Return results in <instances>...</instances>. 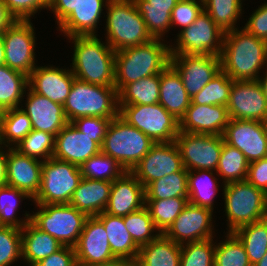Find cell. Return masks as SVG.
<instances>
[{
    "instance_id": "1",
    "label": "cell",
    "mask_w": 267,
    "mask_h": 266,
    "mask_svg": "<svg viewBox=\"0 0 267 266\" xmlns=\"http://www.w3.org/2000/svg\"><path fill=\"white\" fill-rule=\"evenodd\" d=\"M241 29L224 34L221 70L232 80H258L259 71L267 64V42Z\"/></svg>"
},
{
    "instance_id": "2",
    "label": "cell",
    "mask_w": 267,
    "mask_h": 266,
    "mask_svg": "<svg viewBox=\"0 0 267 266\" xmlns=\"http://www.w3.org/2000/svg\"><path fill=\"white\" fill-rule=\"evenodd\" d=\"M71 71L75 78L90 84L115 86V51L96 35H76Z\"/></svg>"
},
{
    "instance_id": "3",
    "label": "cell",
    "mask_w": 267,
    "mask_h": 266,
    "mask_svg": "<svg viewBox=\"0 0 267 266\" xmlns=\"http://www.w3.org/2000/svg\"><path fill=\"white\" fill-rule=\"evenodd\" d=\"M163 41V39H152L148 43L128 47L115 53L117 92L131 82L160 74L170 64V45L162 43Z\"/></svg>"
},
{
    "instance_id": "4",
    "label": "cell",
    "mask_w": 267,
    "mask_h": 266,
    "mask_svg": "<svg viewBox=\"0 0 267 266\" xmlns=\"http://www.w3.org/2000/svg\"><path fill=\"white\" fill-rule=\"evenodd\" d=\"M105 9V42L115 52L148 43L153 39L133 0H109Z\"/></svg>"
},
{
    "instance_id": "5",
    "label": "cell",
    "mask_w": 267,
    "mask_h": 266,
    "mask_svg": "<svg viewBox=\"0 0 267 266\" xmlns=\"http://www.w3.org/2000/svg\"><path fill=\"white\" fill-rule=\"evenodd\" d=\"M63 108L70 123L86 116L113 119L119 115L118 92L115 86L95 85L74 78Z\"/></svg>"
},
{
    "instance_id": "6",
    "label": "cell",
    "mask_w": 267,
    "mask_h": 266,
    "mask_svg": "<svg viewBox=\"0 0 267 266\" xmlns=\"http://www.w3.org/2000/svg\"><path fill=\"white\" fill-rule=\"evenodd\" d=\"M154 144L146 134L118 115L108 125L101 152L115 159L127 172H131Z\"/></svg>"
},
{
    "instance_id": "7",
    "label": "cell",
    "mask_w": 267,
    "mask_h": 266,
    "mask_svg": "<svg viewBox=\"0 0 267 266\" xmlns=\"http://www.w3.org/2000/svg\"><path fill=\"white\" fill-rule=\"evenodd\" d=\"M228 232L267 218V194L247 180L223 184Z\"/></svg>"
},
{
    "instance_id": "8",
    "label": "cell",
    "mask_w": 267,
    "mask_h": 266,
    "mask_svg": "<svg viewBox=\"0 0 267 266\" xmlns=\"http://www.w3.org/2000/svg\"><path fill=\"white\" fill-rule=\"evenodd\" d=\"M31 222L57 239L62 246L75 247L88 216L70 204L36 205Z\"/></svg>"
},
{
    "instance_id": "9",
    "label": "cell",
    "mask_w": 267,
    "mask_h": 266,
    "mask_svg": "<svg viewBox=\"0 0 267 266\" xmlns=\"http://www.w3.org/2000/svg\"><path fill=\"white\" fill-rule=\"evenodd\" d=\"M81 179L77 165L53 157L43 160L41 186L33 201L36 205L69 204Z\"/></svg>"
},
{
    "instance_id": "10",
    "label": "cell",
    "mask_w": 267,
    "mask_h": 266,
    "mask_svg": "<svg viewBox=\"0 0 267 266\" xmlns=\"http://www.w3.org/2000/svg\"><path fill=\"white\" fill-rule=\"evenodd\" d=\"M119 116L146 134L154 143L173 142L179 133V120L160 103L119 105Z\"/></svg>"
},
{
    "instance_id": "11",
    "label": "cell",
    "mask_w": 267,
    "mask_h": 266,
    "mask_svg": "<svg viewBox=\"0 0 267 266\" xmlns=\"http://www.w3.org/2000/svg\"><path fill=\"white\" fill-rule=\"evenodd\" d=\"M178 34L177 45L170 46L171 55H221L225 32L204 10Z\"/></svg>"
},
{
    "instance_id": "12",
    "label": "cell",
    "mask_w": 267,
    "mask_h": 266,
    "mask_svg": "<svg viewBox=\"0 0 267 266\" xmlns=\"http://www.w3.org/2000/svg\"><path fill=\"white\" fill-rule=\"evenodd\" d=\"M175 142L180 150L183 167L187 171L216 172L224 143L223 136L179 131Z\"/></svg>"
},
{
    "instance_id": "13",
    "label": "cell",
    "mask_w": 267,
    "mask_h": 266,
    "mask_svg": "<svg viewBox=\"0 0 267 266\" xmlns=\"http://www.w3.org/2000/svg\"><path fill=\"white\" fill-rule=\"evenodd\" d=\"M35 31L31 21L16 20L3 32L6 65L26 76L36 68Z\"/></svg>"
},
{
    "instance_id": "14",
    "label": "cell",
    "mask_w": 267,
    "mask_h": 266,
    "mask_svg": "<svg viewBox=\"0 0 267 266\" xmlns=\"http://www.w3.org/2000/svg\"><path fill=\"white\" fill-rule=\"evenodd\" d=\"M183 168L181 154L175 141L155 143L132 169L131 173L146 188L151 182Z\"/></svg>"
},
{
    "instance_id": "15",
    "label": "cell",
    "mask_w": 267,
    "mask_h": 266,
    "mask_svg": "<svg viewBox=\"0 0 267 266\" xmlns=\"http://www.w3.org/2000/svg\"><path fill=\"white\" fill-rule=\"evenodd\" d=\"M170 65L180 75L192 98L221 71V58L216 55H170Z\"/></svg>"
},
{
    "instance_id": "16",
    "label": "cell",
    "mask_w": 267,
    "mask_h": 266,
    "mask_svg": "<svg viewBox=\"0 0 267 266\" xmlns=\"http://www.w3.org/2000/svg\"><path fill=\"white\" fill-rule=\"evenodd\" d=\"M213 211L188 203L163 233L179 245L213 238Z\"/></svg>"
},
{
    "instance_id": "17",
    "label": "cell",
    "mask_w": 267,
    "mask_h": 266,
    "mask_svg": "<svg viewBox=\"0 0 267 266\" xmlns=\"http://www.w3.org/2000/svg\"><path fill=\"white\" fill-rule=\"evenodd\" d=\"M222 136L224 142L238 148L249 163L267 157V134L261 121L230 118Z\"/></svg>"
},
{
    "instance_id": "18",
    "label": "cell",
    "mask_w": 267,
    "mask_h": 266,
    "mask_svg": "<svg viewBox=\"0 0 267 266\" xmlns=\"http://www.w3.org/2000/svg\"><path fill=\"white\" fill-rule=\"evenodd\" d=\"M226 107L231 119L261 122L267 119V102L258 80H233Z\"/></svg>"
},
{
    "instance_id": "19",
    "label": "cell",
    "mask_w": 267,
    "mask_h": 266,
    "mask_svg": "<svg viewBox=\"0 0 267 266\" xmlns=\"http://www.w3.org/2000/svg\"><path fill=\"white\" fill-rule=\"evenodd\" d=\"M74 249L78 266L108 263L116 259L111 251L104 225L96 216L86 219Z\"/></svg>"
},
{
    "instance_id": "20",
    "label": "cell",
    "mask_w": 267,
    "mask_h": 266,
    "mask_svg": "<svg viewBox=\"0 0 267 266\" xmlns=\"http://www.w3.org/2000/svg\"><path fill=\"white\" fill-rule=\"evenodd\" d=\"M43 161L7 147V185L34 199L41 186Z\"/></svg>"
},
{
    "instance_id": "21",
    "label": "cell",
    "mask_w": 267,
    "mask_h": 266,
    "mask_svg": "<svg viewBox=\"0 0 267 266\" xmlns=\"http://www.w3.org/2000/svg\"><path fill=\"white\" fill-rule=\"evenodd\" d=\"M101 147L86 134L68 123L55 136L53 158L80 167L91 156L98 154Z\"/></svg>"
},
{
    "instance_id": "22",
    "label": "cell",
    "mask_w": 267,
    "mask_h": 266,
    "mask_svg": "<svg viewBox=\"0 0 267 266\" xmlns=\"http://www.w3.org/2000/svg\"><path fill=\"white\" fill-rule=\"evenodd\" d=\"M70 69L53 66H37L28 76V87L51 101L64 104L74 81Z\"/></svg>"
},
{
    "instance_id": "23",
    "label": "cell",
    "mask_w": 267,
    "mask_h": 266,
    "mask_svg": "<svg viewBox=\"0 0 267 266\" xmlns=\"http://www.w3.org/2000/svg\"><path fill=\"white\" fill-rule=\"evenodd\" d=\"M27 89L26 108L21 106V110L29 116L32 128L56 136L69 123L63 105L33 92L29 87Z\"/></svg>"
},
{
    "instance_id": "24",
    "label": "cell",
    "mask_w": 267,
    "mask_h": 266,
    "mask_svg": "<svg viewBox=\"0 0 267 266\" xmlns=\"http://www.w3.org/2000/svg\"><path fill=\"white\" fill-rule=\"evenodd\" d=\"M229 119L226 106L190 104L179 121V131L222 136Z\"/></svg>"
},
{
    "instance_id": "25",
    "label": "cell",
    "mask_w": 267,
    "mask_h": 266,
    "mask_svg": "<svg viewBox=\"0 0 267 266\" xmlns=\"http://www.w3.org/2000/svg\"><path fill=\"white\" fill-rule=\"evenodd\" d=\"M145 206V188L131 172H125L111 186L105 213L124 217Z\"/></svg>"
},
{
    "instance_id": "26",
    "label": "cell",
    "mask_w": 267,
    "mask_h": 266,
    "mask_svg": "<svg viewBox=\"0 0 267 266\" xmlns=\"http://www.w3.org/2000/svg\"><path fill=\"white\" fill-rule=\"evenodd\" d=\"M113 182L82 178L73 192L69 204L88 217L104 212Z\"/></svg>"
},
{
    "instance_id": "27",
    "label": "cell",
    "mask_w": 267,
    "mask_h": 266,
    "mask_svg": "<svg viewBox=\"0 0 267 266\" xmlns=\"http://www.w3.org/2000/svg\"><path fill=\"white\" fill-rule=\"evenodd\" d=\"M108 2L109 0H79L76 10L57 28L68 38L76 35H96L102 8L107 7Z\"/></svg>"
},
{
    "instance_id": "28",
    "label": "cell",
    "mask_w": 267,
    "mask_h": 266,
    "mask_svg": "<svg viewBox=\"0 0 267 266\" xmlns=\"http://www.w3.org/2000/svg\"><path fill=\"white\" fill-rule=\"evenodd\" d=\"M159 103L179 121L191 103L180 75L170 64L160 73Z\"/></svg>"
},
{
    "instance_id": "29",
    "label": "cell",
    "mask_w": 267,
    "mask_h": 266,
    "mask_svg": "<svg viewBox=\"0 0 267 266\" xmlns=\"http://www.w3.org/2000/svg\"><path fill=\"white\" fill-rule=\"evenodd\" d=\"M21 235L22 258L29 266H34L63 247L57 239L41 231L31 221L21 229Z\"/></svg>"
},
{
    "instance_id": "30",
    "label": "cell",
    "mask_w": 267,
    "mask_h": 266,
    "mask_svg": "<svg viewBox=\"0 0 267 266\" xmlns=\"http://www.w3.org/2000/svg\"><path fill=\"white\" fill-rule=\"evenodd\" d=\"M153 39H162L171 29V12L179 0H133Z\"/></svg>"
},
{
    "instance_id": "31",
    "label": "cell",
    "mask_w": 267,
    "mask_h": 266,
    "mask_svg": "<svg viewBox=\"0 0 267 266\" xmlns=\"http://www.w3.org/2000/svg\"><path fill=\"white\" fill-rule=\"evenodd\" d=\"M96 217L104 225L113 256L116 259H137L140 247L126 229L123 217L112 216L105 212Z\"/></svg>"
},
{
    "instance_id": "32",
    "label": "cell",
    "mask_w": 267,
    "mask_h": 266,
    "mask_svg": "<svg viewBox=\"0 0 267 266\" xmlns=\"http://www.w3.org/2000/svg\"><path fill=\"white\" fill-rule=\"evenodd\" d=\"M181 245L161 233L156 239L140 247L139 266H180Z\"/></svg>"
},
{
    "instance_id": "33",
    "label": "cell",
    "mask_w": 267,
    "mask_h": 266,
    "mask_svg": "<svg viewBox=\"0 0 267 266\" xmlns=\"http://www.w3.org/2000/svg\"><path fill=\"white\" fill-rule=\"evenodd\" d=\"M159 95L160 74H155L125 85L118 92V105L157 104Z\"/></svg>"
},
{
    "instance_id": "34",
    "label": "cell",
    "mask_w": 267,
    "mask_h": 266,
    "mask_svg": "<svg viewBox=\"0 0 267 266\" xmlns=\"http://www.w3.org/2000/svg\"><path fill=\"white\" fill-rule=\"evenodd\" d=\"M27 87L28 76L7 65L0 66V111L20 108Z\"/></svg>"
},
{
    "instance_id": "35",
    "label": "cell",
    "mask_w": 267,
    "mask_h": 266,
    "mask_svg": "<svg viewBox=\"0 0 267 266\" xmlns=\"http://www.w3.org/2000/svg\"><path fill=\"white\" fill-rule=\"evenodd\" d=\"M213 170L188 171V201L189 203L206 207L213 211V202L219 190L217 178Z\"/></svg>"
},
{
    "instance_id": "36",
    "label": "cell",
    "mask_w": 267,
    "mask_h": 266,
    "mask_svg": "<svg viewBox=\"0 0 267 266\" xmlns=\"http://www.w3.org/2000/svg\"><path fill=\"white\" fill-rule=\"evenodd\" d=\"M32 130L31 120L21 108L8 109L1 112L0 145L6 148L15 147Z\"/></svg>"
},
{
    "instance_id": "37",
    "label": "cell",
    "mask_w": 267,
    "mask_h": 266,
    "mask_svg": "<svg viewBox=\"0 0 267 266\" xmlns=\"http://www.w3.org/2000/svg\"><path fill=\"white\" fill-rule=\"evenodd\" d=\"M188 198V171L183 167L179 172L166 175L151 182L145 188V200Z\"/></svg>"
},
{
    "instance_id": "38",
    "label": "cell",
    "mask_w": 267,
    "mask_h": 266,
    "mask_svg": "<svg viewBox=\"0 0 267 266\" xmlns=\"http://www.w3.org/2000/svg\"><path fill=\"white\" fill-rule=\"evenodd\" d=\"M233 233L243 243L252 266L267 253V218L243 225Z\"/></svg>"
},
{
    "instance_id": "39",
    "label": "cell",
    "mask_w": 267,
    "mask_h": 266,
    "mask_svg": "<svg viewBox=\"0 0 267 266\" xmlns=\"http://www.w3.org/2000/svg\"><path fill=\"white\" fill-rule=\"evenodd\" d=\"M249 162L244 154L235 147L223 143L216 173L224 184L246 180Z\"/></svg>"
},
{
    "instance_id": "40",
    "label": "cell",
    "mask_w": 267,
    "mask_h": 266,
    "mask_svg": "<svg viewBox=\"0 0 267 266\" xmlns=\"http://www.w3.org/2000/svg\"><path fill=\"white\" fill-rule=\"evenodd\" d=\"M82 178L114 182L126 170L112 157L99 152L91 156L80 167Z\"/></svg>"
},
{
    "instance_id": "41",
    "label": "cell",
    "mask_w": 267,
    "mask_h": 266,
    "mask_svg": "<svg viewBox=\"0 0 267 266\" xmlns=\"http://www.w3.org/2000/svg\"><path fill=\"white\" fill-rule=\"evenodd\" d=\"M242 7V0H203V10L224 32L236 29Z\"/></svg>"
},
{
    "instance_id": "42",
    "label": "cell",
    "mask_w": 267,
    "mask_h": 266,
    "mask_svg": "<svg viewBox=\"0 0 267 266\" xmlns=\"http://www.w3.org/2000/svg\"><path fill=\"white\" fill-rule=\"evenodd\" d=\"M23 198L32 200L25 192L17 188L9 185L0 187V226H11L22 229L31 221V214L27 212L23 220L16 218L18 202L20 203ZM17 199L20 200L18 201Z\"/></svg>"
},
{
    "instance_id": "43",
    "label": "cell",
    "mask_w": 267,
    "mask_h": 266,
    "mask_svg": "<svg viewBox=\"0 0 267 266\" xmlns=\"http://www.w3.org/2000/svg\"><path fill=\"white\" fill-rule=\"evenodd\" d=\"M189 203L188 198L145 200L151 218L160 233H164Z\"/></svg>"
},
{
    "instance_id": "44",
    "label": "cell",
    "mask_w": 267,
    "mask_h": 266,
    "mask_svg": "<svg viewBox=\"0 0 267 266\" xmlns=\"http://www.w3.org/2000/svg\"><path fill=\"white\" fill-rule=\"evenodd\" d=\"M123 221L133 241L139 247L148 244L161 234L156 228L146 206L124 216ZM154 232L157 233L154 235Z\"/></svg>"
},
{
    "instance_id": "45",
    "label": "cell",
    "mask_w": 267,
    "mask_h": 266,
    "mask_svg": "<svg viewBox=\"0 0 267 266\" xmlns=\"http://www.w3.org/2000/svg\"><path fill=\"white\" fill-rule=\"evenodd\" d=\"M233 80L222 70L191 98L190 104L227 106Z\"/></svg>"
},
{
    "instance_id": "46",
    "label": "cell",
    "mask_w": 267,
    "mask_h": 266,
    "mask_svg": "<svg viewBox=\"0 0 267 266\" xmlns=\"http://www.w3.org/2000/svg\"><path fill=\"white\" fill-rule=\"evenodd\" d=\"M214 266H252L243 243L233 232H227L225 241L216 244Z\"/></svg>"
},
{
    "instance_id": "47",
    "label": "cell",
    "mask_w": 267,
    "mask_h": 266,
    "mask_svg": "<svg viewBox=\"0 0 267 266\" xmlns=\"http://www.w3.org/2000/svg\"><path fill=\"white\" fill-rule=\"evenodd\" d=\"M22 155L46 161L53 157L55 148V136L48 132L32 130L15 147ZM40 157V158H39Z\"/></svg>"
},
{
    "instance_id": "48",
    "label": "cell",
    "mask_w": 267,
    "mask_h": 266,
    "mask_svg": "<svg viewBox=\"0 0 267 266\" xmlns=\"http://www.w3.org/2000/svg\"><path fill=\"white\" fill-rule=\"evenodd\" d=\"M213 239L181 245L180 266H214Z\"/></svg>"
},
{
    "instance_id": "49",
    "label": "cell",
    "mask_w": 267,
    "mask_h": 266,
    "mask_svg": "<svg viewBox=\"0 0 267 266\" xmlns=\"http://www.w3.org/2000/svg\"><path fill=\"white\" fill-rule=\"evenodd\" d=\"M22 257L21 229L0 226V266H10Z\"/></svg>"
},
{
    "instance_id": "50",
    "label": "cell",
    "mask_w": 267,
    "mask_h": 266,
    "mask_svg": "<svg viewBox=\"0 0 267 266\" xmlns=\"http://www.w3.org/2000/svg\"><path fill=\"white\" fill-rule=\"evenodd\" d=\"M203 11V0H179L171 12V27L178 25L181 30L195 22Z\"/></svg>"
},
{
    "instance_id": "51",
    "label": "cell",
    "mask_w": 267,
    "mask_h": 266,
    "mask_svg": "<svg viewBox=\"0 0 267 266\" xmlns=\"http://www.w3.org/2000/svg\"><path fill=\"white\" fill-rule=\"evenodd\" d=\"M111 120L112 119L102 117L86 116L77 118L71 123L77 128V130L89 137H92V140L101 147Z\"/></svg>"
},
{
    "instance_id": "52",
    "label": "cell",
    "mask_w": 267,
    "mask_h": 266,
    "mask_svg": "<svg viewBox=\"0 0 267 266\" xmlns=\"http://www.w3.org/2000/svg\"><path fill=\"white\" fill-rule=\"evenodd\" d=\"M9 13L21 21H30L38 10L48 9L49 0H3Z\"/></svg>"
},
{
    "instance_id": "53",
    "label": "cell",
    "mask_w": 267,
    "mask_h": 266,
    "mask_svg": "<svg viewBox=\"0 0 267 266\" xmlns=\"http://www.w3.org/2000/svg\"><path fill=\"white\" fill-rule=\"evenodd\" d=\"M248 33L267 42V3L262 4L250 16L243 27Z\"/></svg>"
},
{
    "instance_id": "54",
    "label": "cell",
    "mask_w": 267,
    "mask_h": 266,
    "mask_svg": "<svg viewBox=\"0 0 267 266\" xmlns=\"http://www.w3.org/2000/svg\"><path fill=\"white\" fill-rule=\"evenodd\" d=\"M34 266H78L75 249L63 246L60 250L39 261Z\"/></svg>"
},
{
    "instance_id": "55",
    "label": "cell",
    "mask_w": 267,
    "mask_h": 266,
    "mask_svg": "<svg viewBox=\"0 0 267 266\" xmlns=\"http://www.w3.org/2000/svg\"><path fill=\"white\" fill-rule=\"evenodd\" d=\"M246 180L267 194V157L249 163Z\"/></svg>"
},
{
    "instance_id": "56",
    "label": "cell",
    "mask_w": 267,
    "mask_h": 266,
    "mask_svg": "<svg viewBox=\"0 0 267 266\" xmlns=\"http://www.w3.org/2000/svg\"><path fill=\"white\" fill-rule=\"evenodd\" d=\"M79 0H49L48 10H52L59 26L74 10Z\"/></svg>"
},
{
    "instance_id": "57",
    "label": "cell",
    "mask_w": 267,
    "mask_h": 266,
    "mask_svg": "<svg viewBox=\"0 0 267 266\" xmlns=\"http://www.w3.org/2000/svg\"><path fill=\"white\" fill-rule=\"evenodd\" d=\"M16 19L9 13L3 0H0V32L3 33Z\"/></svg>"
},
{
    "instance_id": "58",
    "label": "cell",
    "mask_w": 267,
    "mask_h": 266,
    "mask_svg": "<svg viewBox=\"0 0 267 266\" xmlns=\"http://www.w3.org/2000/svg\"><path fill=\"white\" fill-rule=\"evenodd\" d=\"M3 149L5 146L0 145V187L7 185V151Z\"/></svg>"
},
{
    "instance_id": "59",
    "label": "cell",
    "mask_w": 267,
    "mask_h": 266,
    "mask_svg": "<svg viewBox=\"0 0 267 266\" xmlns=\"http://www.w3.org/2000/svg\"><path fill=\"white\" fill-rule=\"evenodd\" d=\"M91 266H139L137 259H115L108 263L96 264Z\"/></svg>"
},
{
    "instance_id": "60",
    "label": "cell",
    "mask_w": 267,
    "mask_h": 266,
    "mask_svg": "<svg viewBox=\"0 0 267 266\" xmlns=\"http://www.w3.org/2000/svg\"><path fill=\"white\" fill-rule=\"evenodd\" d=\"M6 65L3 33L0 32V66Z\"/></svg>"
},
{
    "instance_id": "61",
    "label": "cell",
    "mask_w": 267,
    "mask_h": 266,
    "mask_svg": "<svg viewBox=\"0 0 267 266\" xmlns=\"http://www.w3.org/2000/svg\"><path fill=\"white\" fill-rule=\"evenodd\" d=\"M267 68V65H266ZM267 70V69H266ZM266 74L264 75V78L261 76L259 77L258 81L260 82L263 92H264V96L267 102V71L265 72Z\"/></svg>"
},
{
    "instance_id": "62",
    "label": "cell",
    "mask_w": 267,
    "mask_h": 266,
    "mask_svg": "<svg viewBox=\"0 0 267 266\" xmlns=\"http://www.w3.org/2000/svg\"><path fill=\"white\" fill-rule=\"evenodd\" d=\"M253 266H267V253L259 262H257Z\"/></svg>"
},
{
    "instance_id": "63",
    "label": "cell",
    "mask_w": 267,
    "mask_h": 266,
    "mask_svg": "<svg viewBox=\"0 0 267 266\" xmlns=\"http://www.w3.org/2000/svg\"><path fill=\"white\" fill-rule=\"evenodd\" d=\"M263 123H264L266 134H267V119Z\"/></svg>"
}]
</instances>
